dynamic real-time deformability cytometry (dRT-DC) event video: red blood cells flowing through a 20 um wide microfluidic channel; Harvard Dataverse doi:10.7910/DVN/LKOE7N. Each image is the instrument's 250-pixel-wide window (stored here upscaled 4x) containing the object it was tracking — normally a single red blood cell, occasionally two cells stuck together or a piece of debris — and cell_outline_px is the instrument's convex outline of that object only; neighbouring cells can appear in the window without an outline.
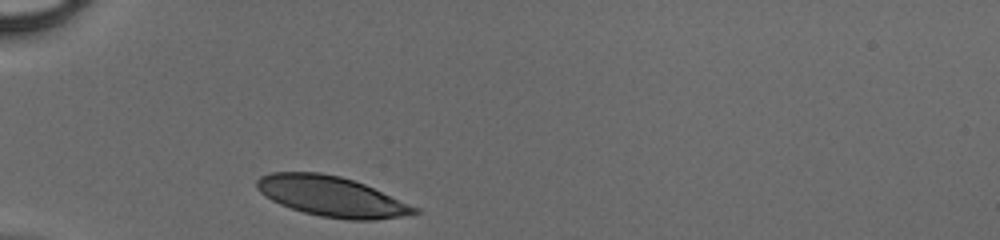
{"species": "human", "species_latin": "Homo sapiens", "temperature_condition": "cold", "stored_images_in_passage": 26, "camera_frame_rate_fps": 3000, "um_per_image_px": 0.085, "donor": {"sex": "male"}, "frame": {"image": 1, "passage_image": 1, "time_ms": 0.0, "image_size_px": [1000, 240], "cell_outline_px": [[420, 212], [400, 216], [376, 220], [348, 220], [320, 216], [304, 212], [280, 204], [272, 200], [260, 192], [256, 188], [256, 180], [260, 176], [272, 172], [320, 172], [340, 176], [364, 184], [420, 208]], "centroid_in_image_um": [28.17, 16.69], "position_along_channel_um": 56.8, "area_um2": 36.76}}
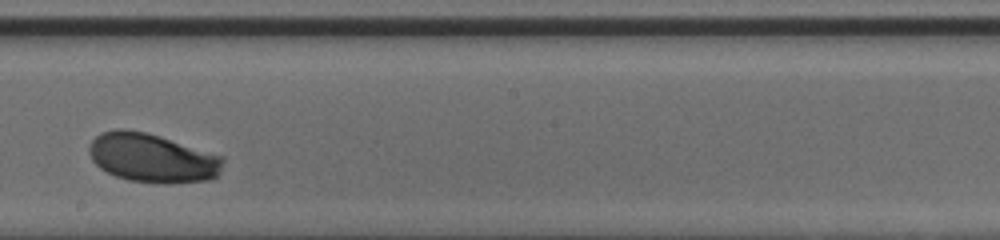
{"frame": {"image": 2, "passage_image": 15, "time_ms": 4.667, "image_size_px": [1000, 240], "cell_outline_px": [[224, 160], [220, 172], [212, 180], [172, 184], [164, 184], [128, 180], [116, 176], [100, 168], [92, 160], [88, 152], [88, 144], [100, 132], [116, 128], [124, 128], [144, 132], [160, 136], [220, 156]], "centroid_in_image_um": [12.9, 13.43], "position_along_channel_um": 235.3, "area_um2": 38.32}}
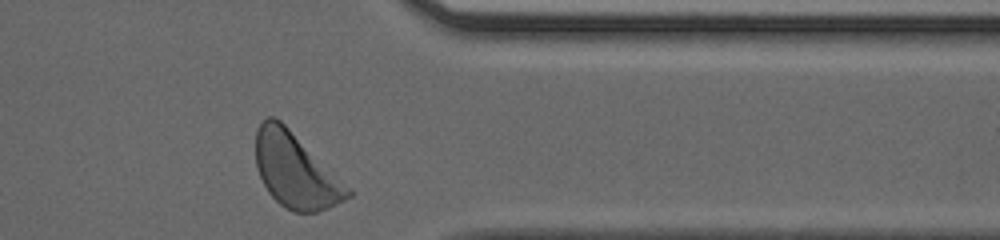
{"frame": {"image": 3, "passage_image": 26, "time_ms": 8.333, "image_size_px": [1000, 240], "cell_outline_px": [[352, 196], [328, 208], [316, 212], [292, 212], [280, 204], [268, 192], [256, 168], [256, 128], [268, 116], [272, 116], [280, 120], [352, 192]], "centroid_in_image_um": [25.06, 14.52], "position_along_channel_um": 386.3, "area_um2": 38.9}}